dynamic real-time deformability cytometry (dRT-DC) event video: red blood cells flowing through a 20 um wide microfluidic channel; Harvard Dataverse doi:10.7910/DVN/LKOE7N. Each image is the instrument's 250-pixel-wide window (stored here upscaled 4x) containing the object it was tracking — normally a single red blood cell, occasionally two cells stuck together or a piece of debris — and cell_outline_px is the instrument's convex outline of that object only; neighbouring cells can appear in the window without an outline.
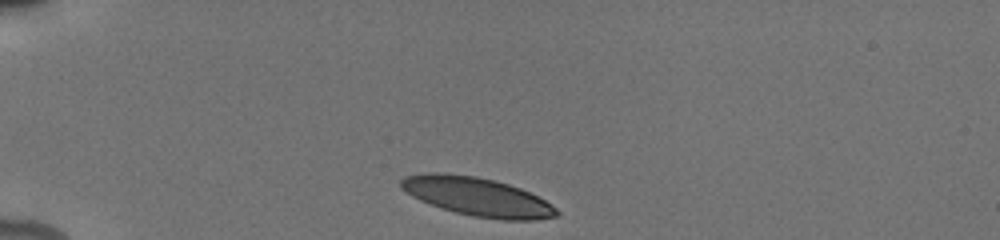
{"species": "human", "species_latin": "Homo sapiens", "temperature_condition": "cold", "stored_images_in_passage": 32, "camera_frame_rate_fps": 3000, "um_per_image_px": 0.085, "donor": {"sex": "male"}, "frame": {"image": 1, "passage_image": 1, "time_ms": 0.0, "image_size_px": [1000, 240], "cell_outline_px": [[560, 212], [556, 216], [536, 220], [504, 220], [472, 216], [440, 208], [420, 200], [412, 196], [400, 188], [400, 180], [404, 176], [424, 172], [436, 172], [476, 176], [508, 184], [520, 188], [544, 200], [556, 208]], "centroid_in_image_um": [40.52, 16.71], "position_along_channel_um": 44.5, "area_um2": 34.91}}
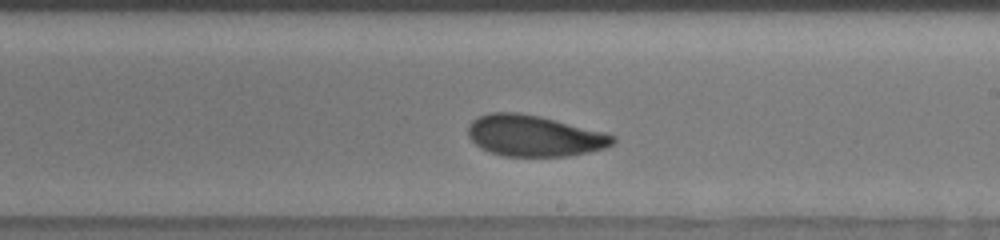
{"frame": {"image": 2, "passage_image": 20, "time_ms": 6.333, "image_size_px": [1000, 240], "cell_outline_px": [[616, 140], [612, 144], [604, 148], [588, 152], [568, 156], [504, 156], [488, 152], [480, 148], [468, 136], [468, 124], [476, 116], [488, 112], [520, 112], [540, 116], [604, 132], [616, 136]], "centroid_in_image_um": [45.36, 11.53], "position_along_channel_um": 243.6, "area_um2": 34.91}}
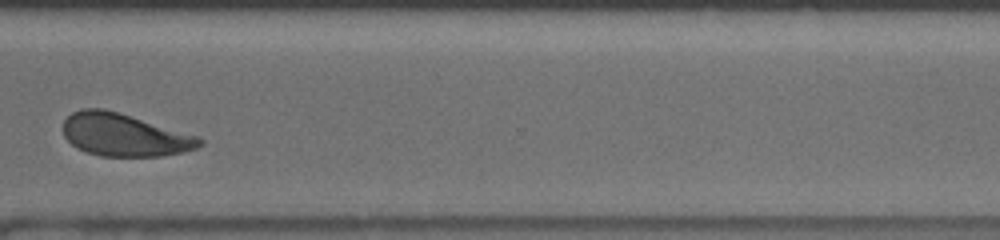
{"frame": {"image": 3, "passage_image": 29, "time_ms": 9.333, "image_size_px": [1000, 240], "cell_outline_px": [[204, 144], [196, 148], [180, 152], [160, 156], [100, 156], [76, 148], [64, 136], [64, 120], [72, 112], [80, 108], [104, 108], [200, 136], [204, 140]], "centroid_in_image_um": [10.57, 11.46], "position_along_channel_um": 360.0, "area_um2": 33.93}, "authors_computed_cell_mechanics": {"area_um2": 34.7667, "velocity_mm_per_s": 3.8691, "shape_relaxation_time_tau1_ms": 4.8285, "shape_relaxation_time_tau2_ms": 2.4953, "deformation_change_tau1": 0.1448, "deformation_change_tau2": 0.0861}}